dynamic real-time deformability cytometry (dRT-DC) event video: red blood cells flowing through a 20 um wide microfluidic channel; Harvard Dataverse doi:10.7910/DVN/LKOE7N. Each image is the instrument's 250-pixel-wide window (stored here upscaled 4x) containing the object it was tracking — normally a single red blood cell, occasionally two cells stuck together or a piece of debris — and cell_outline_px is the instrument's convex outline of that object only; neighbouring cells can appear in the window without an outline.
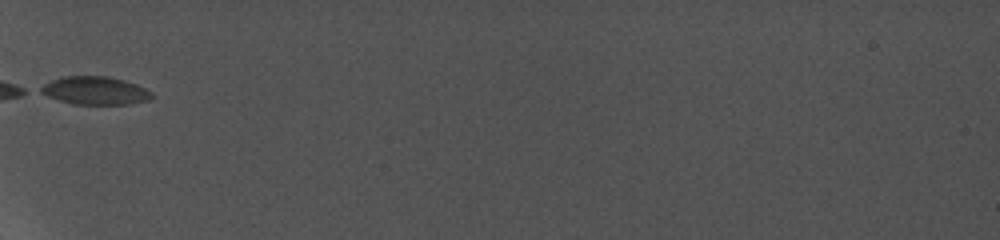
{"species": "common noctule bat (a hibernating species)", "species_latin": "Nyctalus noctula", "temperature_condition": "cold", "stored_images_in_passage": 17, "camera_frame_rate_fps": 5000, "um_per_image_px": 0.085, "animal": {"sex": "female", "body_mass_g": 19.0, "forearm_length_mm": 56.7}, "frame": {"image": 1, "passage_image": 1, "time_ms": 0.0, "image_size_px": [1000, 240], "cell_outline_px": [[152, 96], [148, 100], [128, 104], [72, 104], [48, 96], [40, 92], [36, 88], [52, 80], [64, 76], [108, 76], [124, 80], [136, 84], [152, 92]], "centroid_in_image_um": [8.05, 7.69], "position_along_channel_um": 76.9, "area_um2": 18.09}}